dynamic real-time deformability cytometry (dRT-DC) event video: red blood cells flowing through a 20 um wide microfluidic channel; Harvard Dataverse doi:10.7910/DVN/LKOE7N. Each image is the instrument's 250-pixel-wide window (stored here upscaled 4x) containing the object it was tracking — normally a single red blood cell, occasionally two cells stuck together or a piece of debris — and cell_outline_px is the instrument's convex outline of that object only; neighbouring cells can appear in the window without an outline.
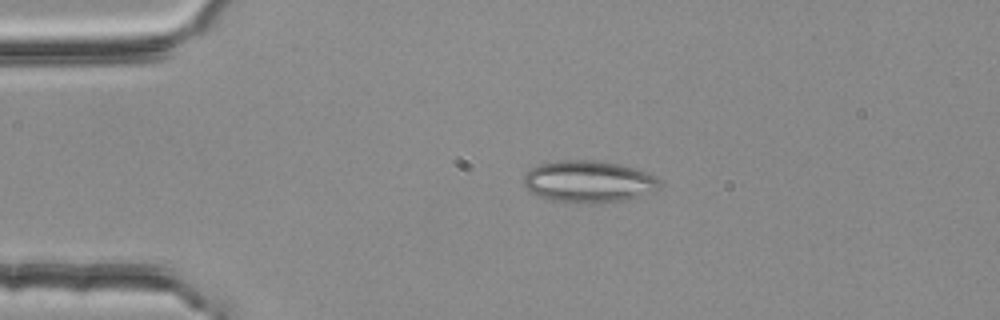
{"species": "common noctule bat (a hibernating species)", "species_latin": "Nyctalus noctula", "temperature_condition": "room temperature", "stored_images_in_passage": 44, "segment_of_instrument_passage": [1, 2], "camera_frame_rate_fps": 3000, "um_per_image_px": 0.085, "animal": {"sex": "female", "body_mass_g": 25.1}, "frame": {"image": 1, "passage_image": 2, "time_ms": 0.333, "image_size_px": [1000, 320], "cell_outline_px": [[664, 184], [656, 192], [628, 200], [600, 204], [572, 204], [552, 200], [540, 196], [524, 188], [524, 176], [532, 168], [540, 164], [560, 160], [596, 160], [620, 164], [656, 176], [664, 180]], "centroid_in_image_um": [50.12, 15.47], "position_along_channel_um": 34.9, "area_um2": 34.04}}